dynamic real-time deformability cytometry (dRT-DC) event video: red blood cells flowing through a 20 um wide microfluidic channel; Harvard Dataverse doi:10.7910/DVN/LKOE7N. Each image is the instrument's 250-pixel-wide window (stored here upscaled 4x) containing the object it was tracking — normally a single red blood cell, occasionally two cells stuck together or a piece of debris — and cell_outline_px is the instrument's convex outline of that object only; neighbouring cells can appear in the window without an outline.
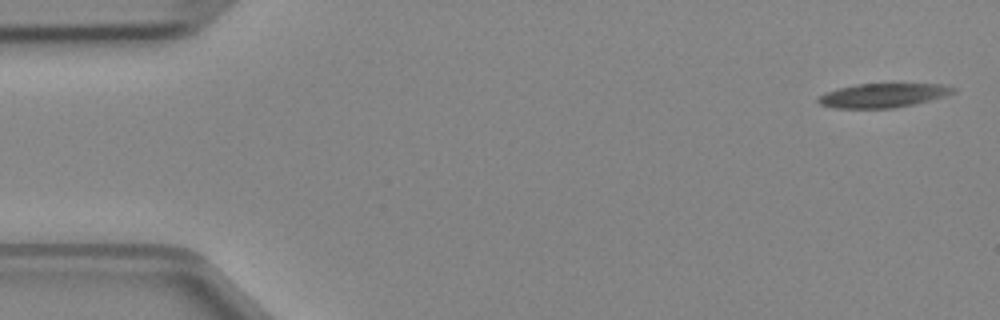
{"species": "Egyptian fruit bat (a non-hibernating species)", "species_latin": "Rousettus aegyptiacus", "temperature_condition": "cold", "stored_images_in_passage": 6, "camera_frame_rate_fps": 3000, "um_per_image_px": 0.085, "animal": {"sex": "female"}, "frame": {"image": 1, "passage_image": 1, "time_ms": 0.0, "image_size_px": [1000, 320], "cell_outline_px": [[956, 92], [944, 96], [912, 104], [892, 108], [836, 108], [820, 104], [816, 100], [824, 92], [856, 84], [940, 84], [956, 88]], "centroid_in_image_um": [75.03, 8.1], "position_along_channel_um": 10.0, "area_um2": 18.67}}
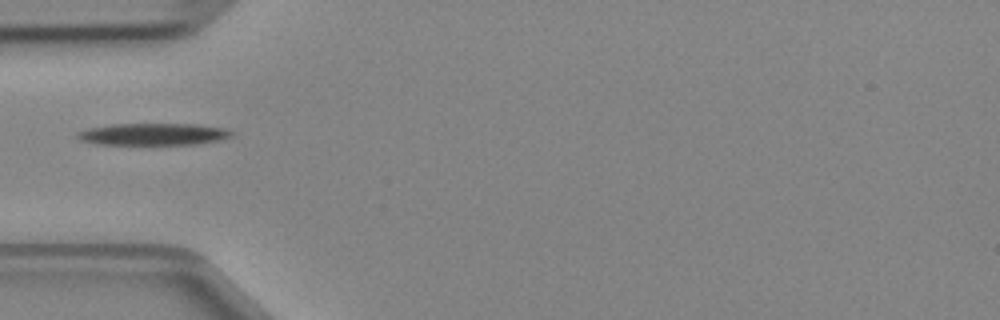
{"frame": {"image": 2, "passage_image": 4, "time_ms": 1.0, "image_size_px": [1000, 320], "cell_outline_px": [[236, 132], [232, 136], [216, 140], [196, 144], [96, 144], [80, 140], [76, 136], [76, 132], [88, 128], [112, 124], [196, 124], [228, 128]], "centroid_in_image_um": [13.04, 11.39], "position_along_channel_um": 72.0, "area_um2": 19.77}}